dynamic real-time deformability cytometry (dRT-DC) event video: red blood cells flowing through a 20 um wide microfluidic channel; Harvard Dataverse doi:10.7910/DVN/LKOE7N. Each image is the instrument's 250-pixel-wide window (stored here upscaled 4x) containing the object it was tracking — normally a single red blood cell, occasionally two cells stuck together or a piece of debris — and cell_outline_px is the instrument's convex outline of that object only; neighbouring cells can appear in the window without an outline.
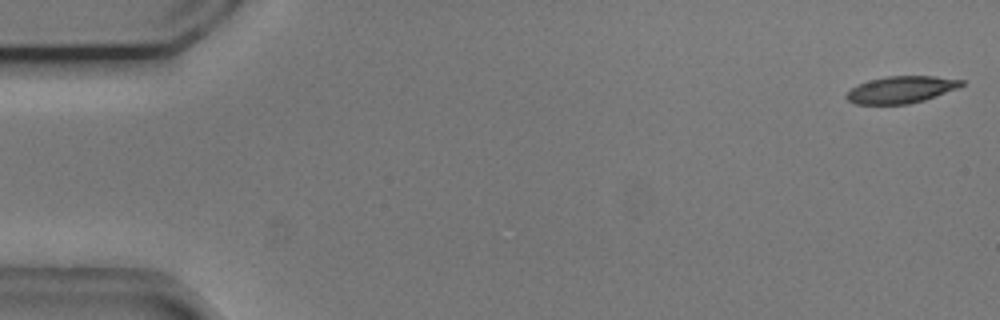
{"species": "common noctule bat (a hibernating species)", "species_latin": "Nyctalus noctula", "temperature_condition": "cold", "stored_images_in_passage": 54, "camera_frame_rate_fps": 3000, "um_per_image_px": 0.085, "animal": {"sex": "male", "body_mass_g": 20.5, "forearm_length_mm": 52.5}, "frame": {"image": 1, "passage_image": 1, "time_ms": 0.0, "image_size_px": [1000, 320], "cell_outline_px": [[964, 84], [956, 88], [936, 96], [924, 100], [908, 104], [856, 104], [848, 100], [844, 96], [852, 88], [860, 84], [872, 80], [888, 76], [936, 76], [964, 80]], "centroid_in_image_um": [76.61, 7.62], "position_along_channel_um": 8.4, "area_um2": 17.8}}
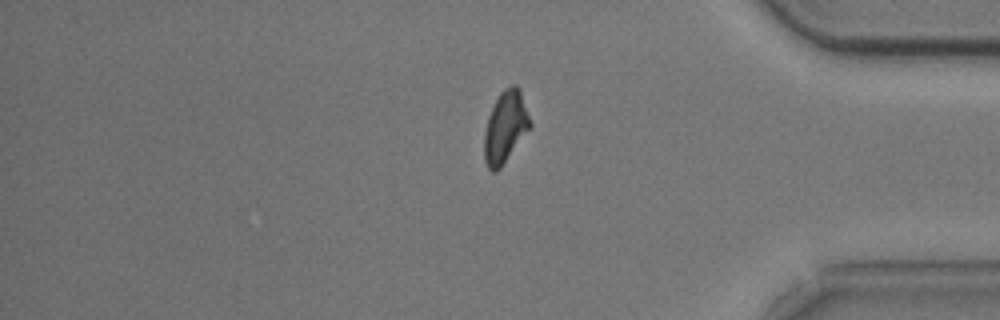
{"frame": {"image": 2, "passage_image": 45, "time_ms": 14.667, "image_size_px": [1000, 320], "cell_outline_px": [[532, 124], [500, 168], [496, 172], [492, 172], [488, 168], [484, 160], [484, 132], [488, 116], [500, 92], [504, 88], [512, 84], [516, 84], [520, 88]], "centroid_in_image_um": [42.94, 10.77], "position_along_channel_um": 392.3, "area_um2": 19.02}}
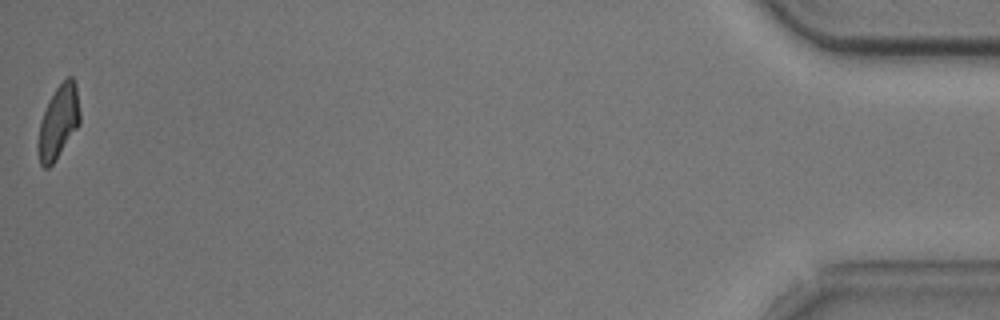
{"frame": {"image": 3, "passage_image": 54, "time_ms": 17.667, "image_size_px": [1000, 320], "cell_outline_px": [[80, 124], [52, 164], [48, 168], [44, 168], [40, 164], [36, 148], [36, 144], [40, 124], [48, 100], [56, 88], [68, 76], [72, 76], [76, 84], [80, 112]], "centroid_in_image_um": [4.96, 10.37], "position_along_channel_um": 430.2, "area_um2": 17.86}, "authors_computed_cell_mechanics": {"area_um2": 19.4497, "velocity_mm_per_s": 3.7063, "shape_relaxation_time_tau1_ms": 3.7273, "shape_relaxation_time_tau2_ms": 6.4329, "deformation_change_tau1": 0.1416, "deformation_change_tau2": 0.1518}}